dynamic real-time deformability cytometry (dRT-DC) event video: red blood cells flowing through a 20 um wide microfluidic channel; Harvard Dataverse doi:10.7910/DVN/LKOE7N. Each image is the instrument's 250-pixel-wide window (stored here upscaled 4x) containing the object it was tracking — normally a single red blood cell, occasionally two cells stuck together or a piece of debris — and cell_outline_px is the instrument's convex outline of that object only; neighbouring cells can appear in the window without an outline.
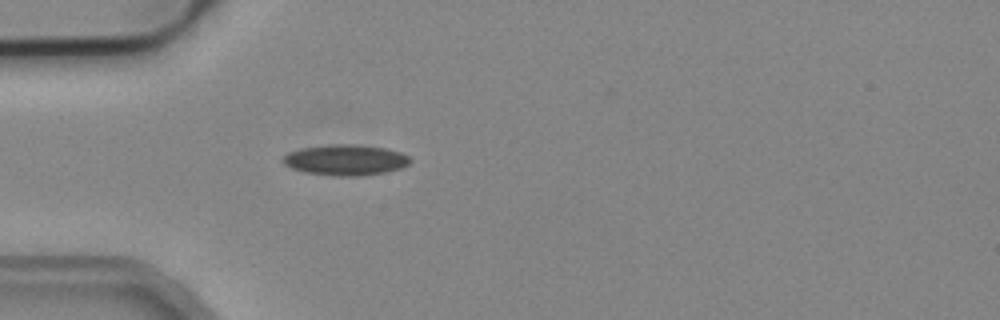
{"species": "common noctule bat (a hibernating species)", "species_latin": "Nyctalus noctula", "temperature_condition": "cold", "stored_images_in_passage": 4, "camera_frame_rate_fps": 3000, "um_per_image_px": 0.085, "animal": {"sex": "male", "body_mass_g": 19.2, "forearm_length_mm": 51.8}, "frame": {"image": 1, "passage_image": 4, "time_ms": 1.0, "image_size_px": [1000, 320], "cell_outline_px": [[412, 160], [408, 164], [400, 168], [388, 172], [356, 176], [340, 176], [308, 172], [292, 168], [284, 164], [280, 160], [288, 152], [304, 148], [336, 144], [348, 144], [384, 148], [400, 152], [408, 156]], "centroid_in_image_um": [29.38, 13.6], "position_along_channel_um": 55.6, "area_um2": 22.37}}